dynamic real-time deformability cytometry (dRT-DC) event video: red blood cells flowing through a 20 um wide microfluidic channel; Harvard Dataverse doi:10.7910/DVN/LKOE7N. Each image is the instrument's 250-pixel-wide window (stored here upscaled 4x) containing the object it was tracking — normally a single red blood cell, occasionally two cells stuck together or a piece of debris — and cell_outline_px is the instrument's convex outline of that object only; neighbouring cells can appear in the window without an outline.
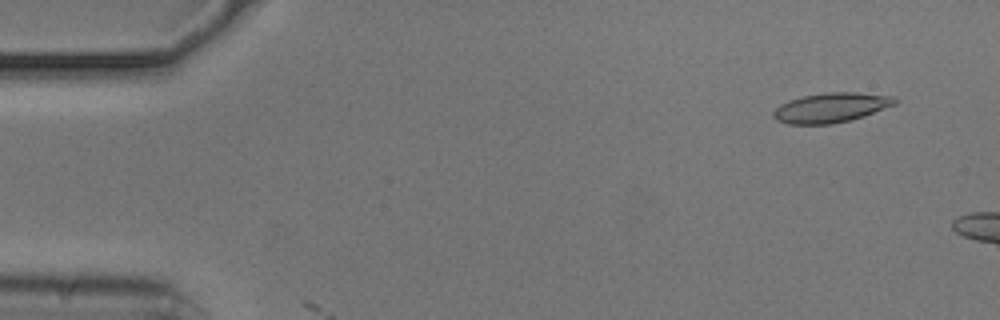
{"species": "common noctule bat (a hibernating species)", "species_latin": "Nyctalus noctula", "temperature_condition": "cold", "stored_images_in_passage": 5, "camera_frame_rate_fps": 3000, "um_per_image_px": 0.085, "animal": {"sex": "male", "body_mass_g": 20.5, "forearm_length_mm": 52.5}, "frame": {"image": 1, "passage_image": 4, "time_ms": 1.0, "image_size_px": [1000, 320], "cell_outline_px": [[900, 100], [896, 104], [864, 116], [832, 124], [788, 124], [776, 120], [772, 116], [772, 112], [780, 104], [788, 100], [804, 96], [828, 92], [856, 92], [896, 96]], "centroid_in_image_um": [70.66, 9.14], "position_along_channel_um": 14.3, "area_um2": 21.15}}